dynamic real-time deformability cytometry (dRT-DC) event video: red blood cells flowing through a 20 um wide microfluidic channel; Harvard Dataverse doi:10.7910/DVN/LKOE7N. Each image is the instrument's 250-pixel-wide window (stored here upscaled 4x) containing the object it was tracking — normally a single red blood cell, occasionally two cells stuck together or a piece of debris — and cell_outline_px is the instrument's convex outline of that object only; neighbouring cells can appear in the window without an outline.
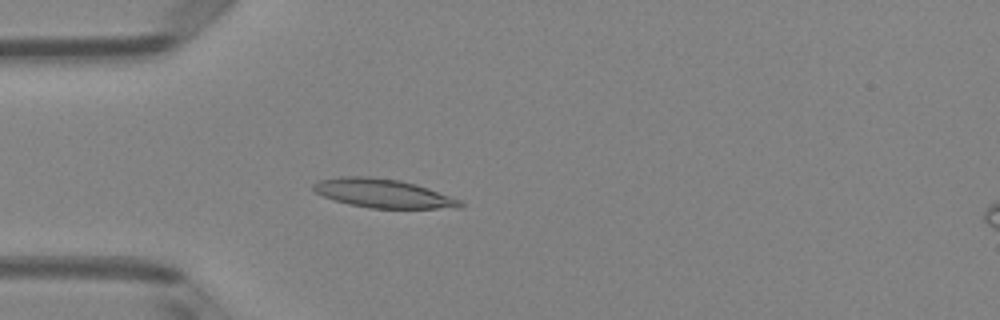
{"species": "Egyptian fruit bat (a non-hibernating species)", "species_latin": "Rousettus aegyptiacus", "temperature_condition": "room temperature", "stored_images_in_passage": 40, "camera_frame_rate_fps": 3000, "um_per_image_px": 0.085, "animal": {"sex": "female"}, "frame": {"image": 1, "passage_image": 4, "time_ms": 1.0, "image_size_px": [1000, 320], "cell_outline_px": [[464, 208], [368, 208], [348, 204], [324, 196], [316, 192], [312, 188], [312, 184], [320, 180], [340, 176], [368, 176], [400, 180], [416, 184], [428, 188], [460, 200], [464, 204]], "centroid_in_image_um": [32.57, 16.43], "position_along_channel_um": 52.4, "area_um2": 24.57}}
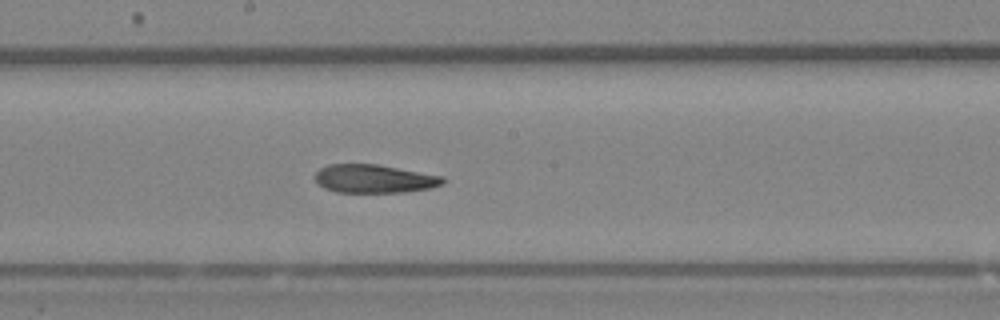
{"frame": {"image": 2, "passage_image": 17, "time_ms": 5.333, "image_size_px": [1000, 320], "cell_outline_px": [[448, 180], [444, 184], [432, 188], [404, 192], [336, 192], [324, 188], [316, 180], [316, 172], [320, 168], [328, 164], [376, 164], [444, 176]], "centroid_in_image_um": [31.87, 15.19], "position_along_channel_um": 216.3, "area_um2": 21.21}}
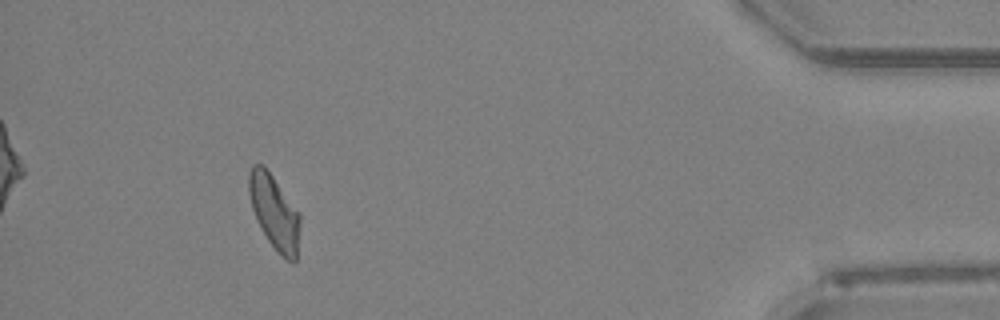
{"frame": {"image": 3, "passage_image": 36, "time_ms": 11.667, "image_size_px": [1000, 320], "cell_outline_px": [[300, 224], [296, 260], [292, 264], [276, 252], [268, 240], [256, 220], [252, 208], [248, 192], [248, 172], [252, 164], [264, 164], [300, 212]], "centroid_in_image_um": [23.32, 18.01], "position_along_channel_um": 411.9, "area_um2": 22.54}, "authors_computed_cell_mechanics": {"area_um2": 22.0218, "velocity_mm_per_s": 4.0189, "shape_relaxation_time_tau1_ms": null, "shape_relaxation_time_tau2_ms": 10.5837, "deformation_change_tau1": null, "deformation_change_tau2": 0.1844}}